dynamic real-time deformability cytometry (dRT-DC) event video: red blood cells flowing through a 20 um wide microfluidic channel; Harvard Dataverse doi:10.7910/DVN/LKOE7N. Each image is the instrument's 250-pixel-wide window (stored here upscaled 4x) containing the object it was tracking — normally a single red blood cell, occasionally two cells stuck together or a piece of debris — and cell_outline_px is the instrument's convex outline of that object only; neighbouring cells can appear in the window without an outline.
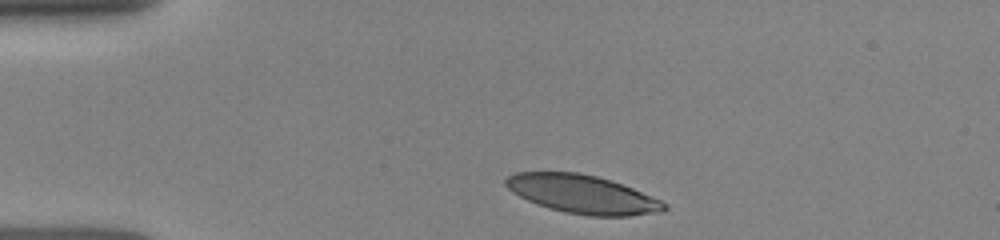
{"species": "human", "species_latin": "Homo sapiens", "temperature_condition": "room temperature", "stored_images_in_passage": 23, "camera_frame_rate_fps": 3000, "um_per_image_px": 0.085, "donor": {"sex": "female"}, "frame": {"image": 1, "passage_image": 1, "time_ms": 0.0, "image_size_px": [1000, 240], "cell_outline_px": [[668, 208], [664, 212], [628, 216], [588, 216], [564, 212], [548, 208], [536, 204], [512, 192], [504, 184], [504, 180], [508, 176], [516, 172], [580, 172], [596, 176], [632, 188], [660, 200], [668, 204]], "centroid_in_image_um": [49.5, 16.52], "position_along_channel_um": 35.5, "area_um2": 35.49}}
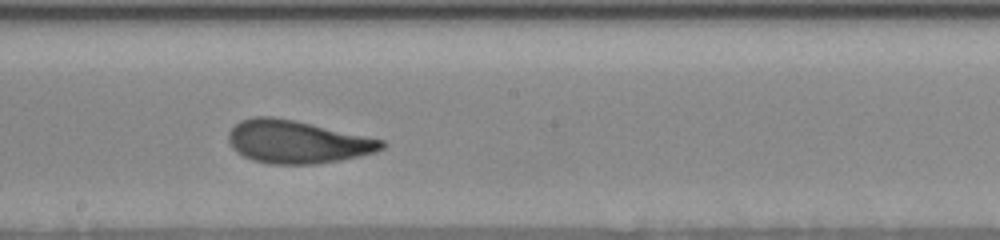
{"frame": {"image": 2, "passage_image": 14, "time_ms": 5.667, "image_size_px": [1000, 240], "cell_outline_px": [[388, 144], [384, 148], [376, 152], [360, 156], [340, 160], [316, 164], [272, 164], [252, 160], [236, 152], [232, 148], [228, 140], [228, 132], [240, 120], [256, 116], [272, 116], [312, 124], [384, 140]], "centroid_in_image_um": [25.26, 12.06], "position_along_channel_um": 222.9, "area_um2": 38.26}}
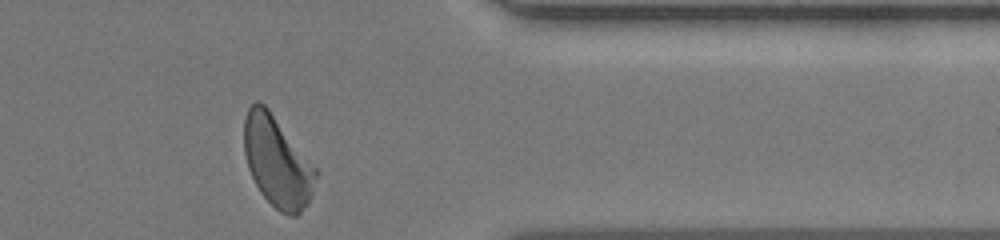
{"frame": {"image": 3, "passage_image": 23, "time_ms": 10.0, "image_size_px": [1000, 240], "cell_outline_px": [[320, 172], [308, 204], [296, 216], [288, 216], [280, 212], [260, 192], [248, 168], [244, 152], [244, 120], [248, 108], [256, 100], [264, 104], [268, 108]], "centroid_in_image_um": [23.58, 13.76], "position_along_channel_um": 387.8, "area_um2": 37.92}}